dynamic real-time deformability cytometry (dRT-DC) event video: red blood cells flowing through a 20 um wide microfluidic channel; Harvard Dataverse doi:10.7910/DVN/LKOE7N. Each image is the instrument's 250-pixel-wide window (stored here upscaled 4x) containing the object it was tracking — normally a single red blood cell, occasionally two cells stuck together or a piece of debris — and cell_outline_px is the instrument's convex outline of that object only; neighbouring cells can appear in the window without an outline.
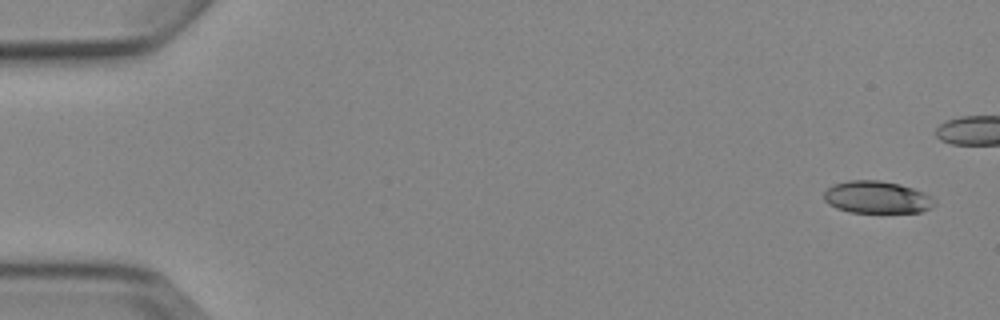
{"species": "Egyptian fruit bat (a non-hibernating species)", "species_latin": "Rousettus aegyptiacus", "temperature_condition": "cold", "stored_images_in_passage": 6, "segment_of_instrument_passage": [2, 2], "camera_frame_rate_fps": 3000, "um_per_image_px": 0.085, "animal": {"sex": "female"}, "frame": {"image": 1, "passage_image": 6, "time_ms": 5.667, "image_size_px": [1000, 320], "cell_outline_px": [[936, 204], [920, 212], [848, 212], [836, 208], [828, 204], [824, 200], [824, 192], [832, 184], [848, 180], [880, 180], [900, 184], [924, 192], [932, 196], [936, 200]], "centroid_in_image_um": [74.52, 16.76], "position_along_channel_um": 10.5, "area_um2": 20.92}}